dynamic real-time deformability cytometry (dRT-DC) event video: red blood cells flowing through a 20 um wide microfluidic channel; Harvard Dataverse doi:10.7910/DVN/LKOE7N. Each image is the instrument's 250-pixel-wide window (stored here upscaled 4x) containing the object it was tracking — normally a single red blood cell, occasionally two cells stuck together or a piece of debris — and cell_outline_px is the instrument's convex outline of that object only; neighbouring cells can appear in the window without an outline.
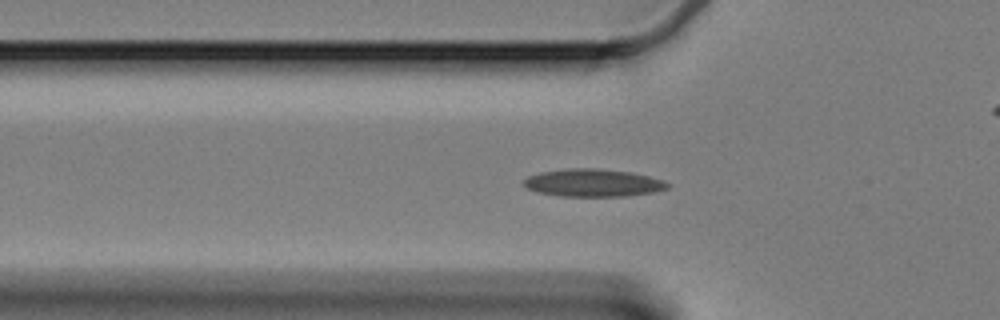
{"species": "Egyptian fruit bat (a non-hibernating species)", "species_latin": "Rousettus aegyptiacus", "temperature_condition": "cold", "stored_images_in_passage": 55, "camera_frame_rate_fps": 3000, "um_per_image_px": 0.085, "animal": {"sex": "female"}, "frame": {"image": 1, "passage_image": 14, "time_ms": 4.333, "image_size_px": [1000, 320], "cell_outline_px": [[672, 184], [668, 188], [656, 192], [628, 196], [560, 196], [536, 192], [528, 188], [524, 184], [524, 180], [528, 176], [540, 172], [568, 168], [596, 168], [632, 172], [664, 180]], "centroid_in_image_um": [50.45, 15.54], "position_along_channel_um": 75.3, "area_um2": 23.35}}
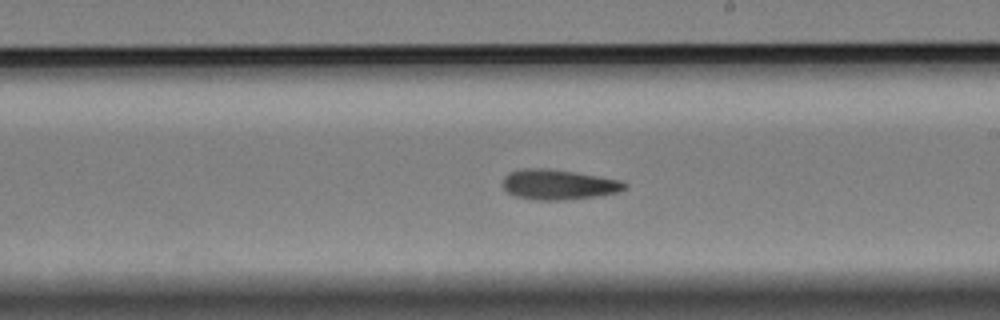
{"frame": {"image": 2, "passage_image": 29, "time_ms": 9.333, "image_size_px": [1000, 320], "cell_outline_px": [[628, 184], [620, 192], [596, 196], [564, 200], [536, 200], [516, 196], [508, 192], [504, 188], [504, 176], [508, 172], [524, 168], [548, 168], [576, 172], [600, 176], [620, 180]], "centroid_in_image_um": [47.48, 15.68], "position_along_channel_um": 241.5, "area_um2": 21.44}}
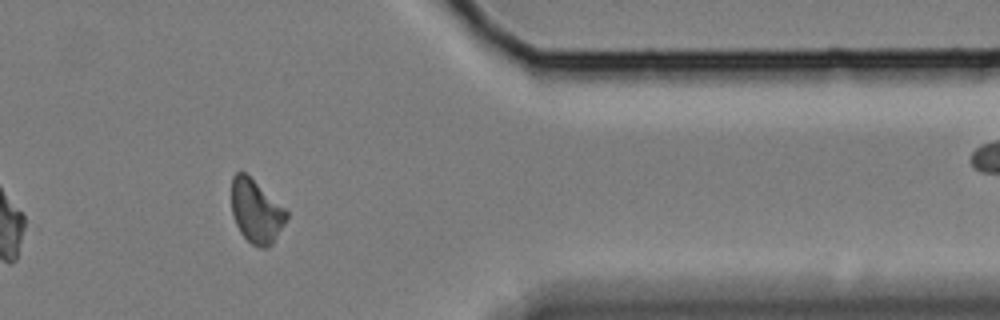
{"frame": {"image": 3, "passage_image": 44, "time_ms": 14.333, "image_size_px": [1000, 320], "cell_outline_px": [[288, 216], [272, 244], [268, 248], [260, 248], [252, 244], [240, 232], [232, 216], [232, 176], [236, 172], [244, 172], [284, 208], [288, 212]], "centroid_in_image_um": [21.75, 17.99], "position_along_channel_um": 389.6, "area_um2": 19.88}, "authors_computed_cell_mechanics": {"area_um2": 20.9814, "velocity_mm_per_s": 3.3074, "shape_relaxation_time_tau1_ms": null, "shape_relaxation_time_tau2_ms": 6.6601, "deformation_change_tau1": null, "deformation_change_tau2": 0.1282}}